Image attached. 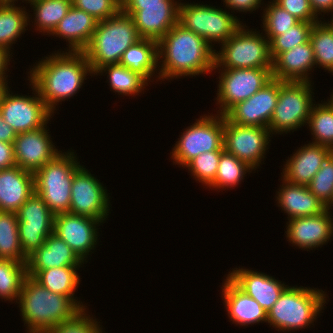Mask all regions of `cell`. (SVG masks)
<instances>
[{"instance_id": "cell-1", "label": "cell", "mask_w": 333, "mask_h": 333, "mask_svg": "<svg viewBox=\"0 0 333 333\" xmlns=\"http://www.w3.org/2000/svg\"><path fill=\"white\" fill-rule=\"evenodd\" d=\"M30 68L31 81L47 108L54 113L59 102L74 96L90 74H94L83 52L57 51ZM89 73V74H88Z\"/></svg>"}, {"instance_id": "cell-2", "label": "cell", "mask_w": 333, "mask_h": 333, "mask_svg": "<svg viewBox=\"0 0 333 333\" xmlns=\"http://www.w3.org/2000/svg\"><path fill=\"white\" fill-rule=\"evenodd\" d=\"M215 51L203 37L177 23L158 41V60L162 64L156 76L170 80L211 73Z\"/></svg>"}, {"instance_id": "cell-3", "label": "cell", "mask_w": 333, "mask_h": 333, "mask_svg": "<svg viewBox=\"0 0 333 333\" xmlns=\"http://www.w3.org/2000/svg\"><path fill=\"white\" fill-rule=\"evenodd\" d=\"M18 301L27 333H45L82 310L70 297L49 291L29 276Z\"/></svg>"}, {"instance_id": "cell-4", "label": "cell", "mask_w": 333, "mask_h": 333, "mask_svg": "<svg viewBox=\"0 0 333 333\" xmlns=\"http://www.w3.org/2000/svg\"><path fill=\"white\" fill-rule=\"evenodd\" d=\"M139 39L134 20L120 10L115 16L98 21L83 53L95 73L102 66L118 64L123 53Z\"/></svg>"}, {"instance_id": "cell-5", "label": "cell", "mask_w": 333, "mask_h": 333, "mask_svg": "<svg viewBox=\"0 0 333 333\" xmlns=\"http://www.w3.org/2000/svg\"><path fill=\"white\" fill-rule=\"evenodd\" d=\"M327 294L320 289L288 286L267 313V323L280 331L299 330L314 323Z\"/></svg>"}, {"instance_id": "cell-6", "label": "cell", "mask_w": 333, "mask_h": 333, "mask_svg": "<svg viewBox=\"0 0 333 333\" xmlns=\"http://www.w3.org/2000/svg\"><path fill=\"white\" fill-rule=\"evenodd\" d=\"M80 167L74 152L68 151L59 153L34 173L35 193L55 215L69 212L71 184Z\"/></svg>"}, {"instance_id": "cell-7", "label": "cell", "mask_w": 333, "mask_h": 333, "mask_svg": "<svg viewBox=\"0 0 333 333\" xmlns=\"http://www.w3.org/2000/svg\"><path fill=\"white\" fill-rule=\"evenodd\" d=\"M241 25L215 51L214 70L220 68H272L269 40L258 31Z\"/></svg>"}, {"instance_id": "cell-8", "label": "cell", "mask_w": 333, "mask_h": 333, "mask_svg": "<svg viewBox=\"0 0 333 333\" xmlns=\"http://www.w3.org/2000/svg\"><path fill=\"white\" fill-rule=\"evenodd\" d=\"M178 24L203 37L212 48V42L223 44L242 25L237 16L222 8L183 2L178 7Z\"/></svg>"}, {"instance_id": "cell-9", "label": "cell", "mask_w": 333, "mask_h": 333, "mask_svg": "<svg viewBox=\"0 0 333 333\" xmlns=\"http://www.w3.org/2000/svg\"><path fill=\"white\" fill-rule=\"evenodd\" d=\"M312 83L279 80L278 102L269 124L272 135L294 132L308 123L312 101ZM312 89V90H311Z\"/></svg>"}, {"instance_id": "cell-10", "label": "cell", "mask_w": 333, "mask_h": 333, "mask_svg": "<svg viewBox=\"0 0 333 333\" xmlns=\"http://www.w3.org/2000/svg\"><path fill=\"white\" fill-rule=\"evenodd\" d=\"M215 116V117H214ZM203 115L182 133L172 148L173 163L185 167L204 152L224 150V115Z\"/></svg>"}, {"instance_id": "cell-11", "label": "cell", "mask_w": 333, "mask_h": 333, "mask_svg": "<svg viewBox=\"0 0 333 333\" xmlns=\"http://www.w3.org/2000/svg\"><path fill=\"white\" fill-rule=\"evenodd\" d=\"M29 83L33 92L37 94L33 93L34 97L13 95L9 86L4 87L0 94V113L17 134L43 127L53 116L35 85L31 81Z\"/></svg>"}, {"instance_id": "cell-12", "label": "cell", "mask_w": 333, "mask_h": 333, "mask_svg": "<svg viewBox=\"0 0 333 333\" xmlns=\"http://www.w3.org/2000/svg\"><path fill=\"white\" fill-rule=\"evenodd\" d=\"M221 71V73H220ZM217 91V112L224 115L236 103L249 99L272 77V68H222Z\"/></svg>"}, {"instance_id": "cell-13", "label": "cell", "mask_w": 333, "mask_h": 333, "mask_svg": "<svg viewBox=\"0 0 333 333\" xmlns=\"http://www.w3.org/2000/svg\"><path fill=\"white\" fill-rule=\"evenodd\" d=\"M16 213L20 245L28 257L53 233L55 214L35 192Z\"/></svg>"}, {"instance_id": "cell-14", "label": "cell", "mask_w": 333, "mask_h": 333, "mask_svg": "<svg viewBox=\"0 0 333 333\" xmlns=\"http://www.w3.org/2000/svg\"><path fill=\"white\" fill-rule=\"evenodd\" d=\"M271 131L267 127L241 126L224 116L223 148L256 169L269 149Z\"/></svg>"}, {"instance_id": "cell-15", "label": "cell", "mask_w": 333, "mask_h": 333, "mask_svg": "<svg viewBox=\"0 0 333 333\" xmlns=\"http://www.w3.org/2000/svg\"><path fill=\"white\" fill-rule=\"evenodd\" d=\"M84 166L74 174L69 213L91 217L102 223L108 217L110 200L105 187Z\"/></svg>"}, {"instance_id": "cell-16", "label": "cell", "mask_w": 333, "mask_h": 333, "mask_svg": "<svg viewBox=\"0 0 333 333\" xmlns=\"http://www.w3.org/2000/svg\"><path fill=\"white\" fill-rule=\"evenodd\" d=\"M278 95L279 79L272 78L249 99L232 106L224 116L237 125L268 128Z\"/></svg>"}, {"instance_id": "cell-17", "label": "cell", "mask_w": 333, "mask_h": 333, "mask_svg": "<svg viewBox=\"0 0 333 333\" xmlns=\"http://www.w3.org/2000/svg\"><path fill=\"white\" fill-rule=\"evenodd\" d=\"M48 122L35 130L18 133L14 142V160L21 169L35 173L59 153L47 130Z\"/></svg>"}, {"instance_id": "cell-18", "label": "cell", "mask_w": 333, "mask_h": 333, "mask_svg": "<svg viewBox=\"0 0 333 333\" xmlns=\"http://www.w3.org/2000/svg\"><path fill=\"white\" fill-rule=\"evenodd\" d=\"M100 220L73 213H60L54 217L53 233L65 241L78 257L85 262L98 238Z\"/></svg>"}, {"instance_id": "cell-19", "label": "cell", "mask_w": 333, "mask_h": 333, "mask_svg": "<svg viewBox=\"0 0 333 333\" xmlns=\"http://www.w3.org/2000/svg\"><path fill=\"white\" fill-rule=\"evenodd\" d=\"M179 2L163 0V5L121 6V10L134 20L141 38L159 41L178 23Z\"/></svg>"}, {"instance_id": "cell-20", "label": "cell", "mask_w": 333, "mask_h": 333, "mask_svg": "<svg viewBox=\"0 0 333 333\" xmlns=\"http://www.w3.org/2000/svg\"><path fill=\"white\" fill-rule=\"evenodd\" d=\"M329 210L330 208H327L315 216L288 219L285 231L288 241L307 251L328 243L333 236V216Z\"/></svg>"}, {"instance_id": "cell-21", "label": "cell", "mask_w": 333, "mask_h": 333, "mask_svg": "<svg viewBox=\"0 0 333 333\" xmlns=\"http://www.w3.org/2000/svg\"><path fill=\"white\" fill-rule=\"evenodd\" d=\"M227 276L247 295L254 298L268 313L288 287L263 272L235 268Z\"/></svg>"}, {"instance_id": "cell-22", "label": "cell", "mask_w": 333, "mask_h": 333, "mask_svg": "<svg viewBox=\"0 0 333 333\" xmlns=\"http://www.w3.org/2000/svg\"><path fill=\"white\" fill-rule=\"evenodd\" d=\"M332 152L329 147L310 142L301 146L284 165L281 173L283 179L293 184L307 186Z\"/></svg>"}, {"instance_id": "cell-23", "label": "cell", "mask_w": 333, "mask_h": 333, "mask_svg": "<svg viewBox=\"0 0 333 333\" xmlns=\"http://www.w3.org/2000/svg\"><path fill=\"white\" fill-rule=\"evenodd\" d=\"M84 262L72 248L54 233L44 244L28 256L27 275L33 277L38 271L54 267L81 266Z\"/></svg>"}, {"instance_id": "cell-24", "label": "cell", "mask_w": 333, "mask_h": 333, "mask_svg": "<svg viewBox=\"0 0 333 333\" xmlns=\"http://www.w3.org/2000/svg\"><path fill=\"white\" fill-rule=\"evenodd\" d=\"M34 192L33 173L17 165L0 170V211L16 213Z\"/></svg>"}, {"instance_id": "cell-25", "label": "cell", "mask_w": 333, "mask_h": 333, "mask_svg": "<svg viewBox=\"0 0 333 333\" xmlns=\"http://www.w3.org/2000/svg\"><path fill=\"white\" fill-rule=\"evenodd\" d=\"M222 285V298L230 321L236 325L248 326L267 323V312L252 297L241 290L228 276Z\"/></svg>"}, {"instance_id": "cell-26", "label": "cell", "mask_w": 333, "mask_h": 333, "mask_svg": "<svg viewBox=\"0 0 333 333\" xmlns=\"http://www.w3.org/2000/svg\"><path fill=\"white\" fill-rule=\"evenodd\" d=\"M316 65L311 42L280 53L272 61V77L281 81H310L309 72Z\"/></svg>"}, {"instance_id": "cell-27", "label": "cell", "mask_w": 333, "mask_h": 333, "mask_svg": "<svg viewBox=\"0 0 333 333\" xmlns=\"http://www.w3.org/2000/svg\"><path fill=\"white\" fill-rule=\"evenodd\" d=\"M98 20L72 5L65 17L57 24L52 36L69 42V52H83L91 41Z\"/></svg>"}, {"instance_id": "cell-28", "label": "cell", "mask_w": 333, "mask_h": 333, "mask_svg": "<svg viewBox=\"0 0 333 333\" xmlns=\"http://www.w3.org/2000/svg\"><path fill=\"white\" fill-rule=\"evenodd\" d=\"M278 190V207L288 214L289 219L315 216L327 209L306 185L293 184L282 178V185Z\"/></svg>"}, {"instance_id": "cell-29", "label": "cell", "mask_w": 333, "mask_h": 333, "mask_svg": "<svg viewBox=\"0 0 333 333\" xmlns=\"http://www.w3.org/2000/svg\"><path fill=\"white\" fill-rule=\"evenodd\" d=\"M158 41L141 38L122 55L119 64L141 75L147 82L158 72Z\"/></svg>"}, {"instance_id": "cell-30", "label": "cell", "mask_w": 333, "mask_h": 333, "mask_svg": "<svg viewBox=\"0 0 333 333\" xmlns=\"http://www.w3.org/2000/svg\"><path fill=\"white\" fill-rule=\"evenodd\" d=\"M79 268L80 266L52 267L38 271L32 278L49 291L70 297L81 309H85L86 306L74 297L81 279L77 273Z\"/></svg>"}, {"instance_id": "cell-31", "label": "cell", "mask_w": 333, "mask_h": 333, "mask_svg": "<svg viewBox=\"0 0 333 333\" xmlns=\"http://www.w3.org/2000/svg\"><path fill=\"white\" fill-rule=\"evenodd\" d=\"M24 9L16 6L14 1L0 6V47L10 51L16 39L28 30L25 27L30 25V15Z\"/></svg>"}, {"instance_id": "cell-32", "label": "cell", "mask_w": 333, "mask_h": 333, "mask_svg": "<svg viewBox=\"0 0 333 333\" xmlns=\"http://www.w3.org/2000/svg\"><path fill=\"white\" fill-rule=\"evenodd\" d=\"M100 73L101 75H103L102 73L108 74L111 90L119 95H139L142 90L144 91L145 85L148 86V82L141 75L119 63L102 66L94 75Z\"/></svg>"}, {"instance_id": "cell-33", "label": "cell", "mask_w": 333, "mask_h": 333, "mask_svg": "<svg viewBox=\"0 0 333 333\" xmlns=\"http://www.w3.org/2000/svg\"><path fill=\"white\" fill-rule=\"evenodd\" d=\"M34 10V25L39 32L51 34L72 7V0H26Z\"/></svg>"}, {"instance_id": "cell-34", "label": "cell", "mask_w": 333, "mask_h": 333, "mask_svg": "<svg viewBox=\"0 0 333 333\" xmlns=\"http://www.w3.org/2000/svg\"><path fill=\"white\" fill-rule=\"evenodd\" d=\"M0 258L27 264L19 240L18 216L15 212L0 211Z\"/></svg>"}, {"instance_id": "cell-35", "label": "cell", "mask_w": 333, "mask_h": 333, "mask_svg": "<svg viewBox=\"0 0 333 333\" xmlns=\"http://www.w3.org/2000/svg\"><path fill=\"white\" fill-rule=\"evenodd\" d=\"M327 102L313 105L306 125H309L313 135L314 141L311 143L333 150V102L331 99Z\"/></svg>"}, {"instance_id": "cell-36", "label": "cell", "mask_w": 333, "mask_h": 333, "mask_svg": "<svg viewBox=\"0 0 333 333\" xmlns=\"http://www.w3.org/2000/svg\"><path fill=\"white\" fill-rule=\"evenodd\" d=\"M27 276L26 263L0 258V298L17 303Z\"/></svg>"}, {"instance_id": "cell-37", "label": "cell", "mask_w": 333, "mask_h": 333, "mask_svg": "<svg viewBox=\"0 0 333 333\" xmlns=\"http://www.w3.org/2000/svg\"><path fill=\"white\" fill-rule=\"evenodd\" d=\"M251 168L247 163L239 160L236 156L223 150L220 156L217 173L214 181L208 186L211 189L215 188H233L243 180L247 172L251 173Z\"/></svg>"}, {"instance_id": "cell-38", "label": "cell", "mask_w": 333, "mask_h": 333, "mask_svg": "<svg viewBox=\"0 0 333 333\" xmlns=\"http://www.w3.org/2000/svg\"><path fill=\"white\" fill-rule=\"evenodd\" d=\"M310 42L316 66L324 68L333 75V30L324 21L314 23Z\"/></svg>"}, {"instance_id": "cell-39", "label": "cell", "mask_w": 333, "mask_h": 333, "mask_svg": "<svg viewBox=\"0 0 333 333\" xmlns=\"http://www.w3.org/2000/svg\"><path fill=\"white\" fill-rule=\"evenodd\" d=\"M316 22L300 21L295 26L275 36L270 42V56L272 61L282 52L310 41V33Z\"/></svg>"}, {"instance_id": "cell-40", "label": "cell", "mask_w": 333, "mask_h": 333, "mask_svg": "<svg viewBox=\"0 0 333 333\" xmlns=\"http://www.w3.org/2000/svg\"><path fill=\"white\" fill-rule=\"evenodd\" d=\"M266 7H264L263 18V30L265 32V37L269 42L284 31L295 26L300 22L295 16L290 14L288 11L281 8L273 0L269 2Z\"/></svg>"}, {"instance_id": "cell-41", "label": "cell", "mask_w": 333, "mask_h": 333, "mask_svg": "<svg viewBox=\"0 0 333 333\" xmlns=\"http://www.w3.org/2000/svg\"><path fill=\"white\" fill-rule=\"evenodd\" d=\"M307 186L327 208L333 206V154L325 160Z\"/></svg>"}, {"instance_id": "cell-42", "label": "cell", "mask_w": 333, "mask_h": 333, "mask_svg": "<svg viewBox=\"0 0 333 333\" xmlns=\"http://www.w3.org/2000/svg\"><path fill=\"white\" fill-rule=\"evenodd\" d=\"M223 150L204 152L192 159L185 167L196 181L209 186L215 179Z\"/></svg>"}, {"instance_id": "cell-43", "label": "cell", "mask_w": 333, "mask_h": 333, "mask_svg": "<svg viewBox=\"0 0 333 333\" xmlns=\"http://www.w3.org/2000/svg\"><path fill=\"white\" fill-rule=\"evenodd\" d=\"M86 309H82L73 318L51 327L45 333H103L102 326L98 324L100 322L89 314L87 316Z\"/></svg>"}, {"instance_id": "cell-44", "label": "cell", "mask_w": 333, "mask_h": 333, "mask_svg": "<svg viewBox=\"0 0 333 333\" xmlns=\"http://www.w3.org/2000/svg\"><path fill=\"white\" fill-rule=\"evenodd\" d=\"M72 5L98 21L115 16L121 10V0H72Z\"/></svg>"}, {"instance_id": "cell-45", "label": "cell", "mask_w": 333, "mask_h": 333, "mask_svg": "<svg viewBox=\"0 0 333 333\" xmlns=\"http://www.w3.org/2000/svg\"><path fill=\"white\" fill-rule=\"evenodd\" d=\"M284 10L295 16L300 21L305 22H318L317 17L310 5L309 0H273ZM319 18V19H318Z\"/></svg>"}, {"instance_id": "cell-46", "label": "cell", "mask_w": 333, "mask_h": 333, "mask_svg": "<svg viewBox=\"0 0 333 333\" xmlns=\"http://www.w3.org/2000/svg\"><path fill=\"white\" fill-rule=\"evenodd\" d=\"M230 10L240 12H253L261 5L262 0H223Z\"/></svg>"}, {"instance_id": "cell-47", "label": "cell", "mask_w": 333, "mask_h": 333, "mask_svg": "<svg viewBox=\"0 0 333 333\" xmlns=\"http://www.w3.org/2000/svg\"><path fill=\"white\" fill-rule=\"evenodd\" d=\"M16 165L13 143L0 141V170Z\"/></svg>"}, {"instance_id": "cell-48", "label": "cell", "mask_w": 333, "mask_h": 333, "mask_svg": "<svg viewBox=\"0 0 333 333\" xmlns=\"http://www.w3.org/2000/svg\"><path fill=\"white\" fill-rule=\"evenodd\" d=\"M7 50L6 48L0 47V85L4 87L8 86L7 80L8 75L6 76V71H8V63L10 62L12 52Z\"/></svg>"}, {"instance_id": "cell-49", "label": "cell", "mask_w": 333, "mask_h": 333, "mask_svg": "<svg viewBox=\"0 0 333 333\" xmlns=\"http://www.w3.org/2000/svg\"><path fill=\"white\" fill-rule=\"evenodd\" d=\"M16 136L15 130L5 122L0 113V141L13 143Z\"/></svg>"}, {"instance_id": "cell-50", "label": "cell", "mask_w": 333, "mask_h": 333, "mask_svg": "<svg viewBox=\"0 0 333 333\" xmlns=\"http://www.w3.org/2000/svg\"><path fill=\"white\" fill-rule=\"evenodd\" d=\"M314 14L318 17L321 12H333V0H309Z\"/></svg>"}, {"instance_id": "cell-51", "label": "cell", "mask_w": 333, "mask_h": 333, "mask_svg": "<svg viewBox=\"0 0 333 333\" xmlns=\"http://www.w3.org/2000/svg\"><path fill=\"white\" fill-rule=\"evenodd\" d=\"M163 5V0H121V6Z\"/></svg>"}, {"instance_id": "cell-52", "label": "cell", "mask_w": 333, "mask_h": 333, "mask_svg": "<svg viewBox=\"0 0 333 333\" xmlns=\"http://www.w3.org/2000/svg\"><path fill=\"white\" fill-rule=\"evenodd\" d=\"M331 21H325L326 23H327V25L333 30V14H332V16H331V19H330Z\"/></svg>"}, {"instance_id": "cell-53", "label": "cell", "mask_w": 333, "mask_h": 333, "mask_svg": "<svg viewBox=\"0 0 333 333\" xmlns=\"http://www.w3.org/2000/svg\"><path fill=\"white\" fill-rule=\"evenodd\" d=\"M10 2H11V0H0V6H5Z\"/></svg>"}, {"instance_id": "cell-54", "label": "cell", "mask_w": 333, "mask_h": 333, "mask_svg": "<svg viewBox=\"0 0 333 333\" xmlns=\"http://www.w3.org/2000/svg\"><path fill=\"white\" fill-rule=\"evenodd\" d=\"M3 88H4V86H3V85H0V94H1V92H2V90H3Z\"/></svg>"}, {"instance_id": "cell-55", "label": "cell", "mask_w": 333, "mask_h": 333, "mask_svg": "<svg viewBox=\"0 0 333 333\" xmlns=\"http://www.w3.org/2000/svg\"><path fill=\"white\" fill-rule=\"evenodd\" d=\"M330 99L332 100V102H333V93L331 94V97H330Z\"/></svg>"}]
</instances>
